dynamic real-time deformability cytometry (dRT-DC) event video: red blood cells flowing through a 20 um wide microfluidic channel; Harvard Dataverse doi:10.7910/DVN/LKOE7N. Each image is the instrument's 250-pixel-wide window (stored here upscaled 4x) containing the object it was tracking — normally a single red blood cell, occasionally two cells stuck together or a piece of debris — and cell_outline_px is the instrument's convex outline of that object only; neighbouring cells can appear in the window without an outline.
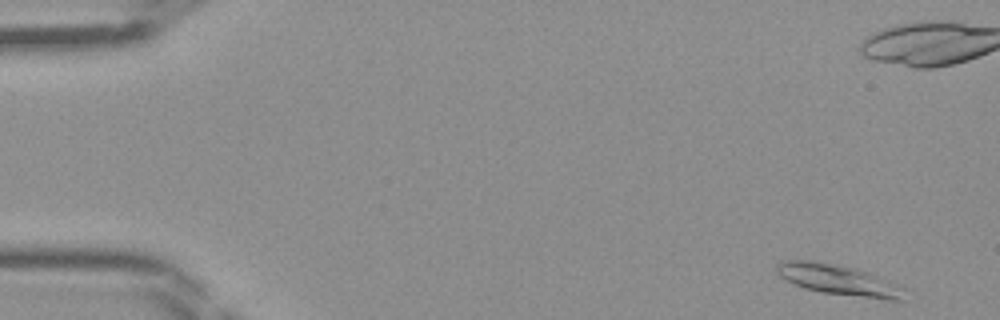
{"species": "Egyptian fruit bat (a non-hibernating species)", "species_latin": "Rousettus aegyptiacus", "temperature_condition": "room temperature", "stored_images_in_passage": 45, "camera_frame_rate_fps": 3000, "um_per_image_px": 0.085, "frame": {"image": 1, "passage_image": 1, "time_ms": 0.0, "image_size_px": [1000, 320], "cell_outline_px": [[904, 300], [888, 300], [820, 292], [804, 288], [780, 276], [776, 272], [776, 264], [784, 260], [812, 260], [856, 268], [876, 276], [904, 288]], "centroid_in_image_um": [71.24, 23.79], "position_along_channel_um": 13.8, "area_um2": 22.43}}
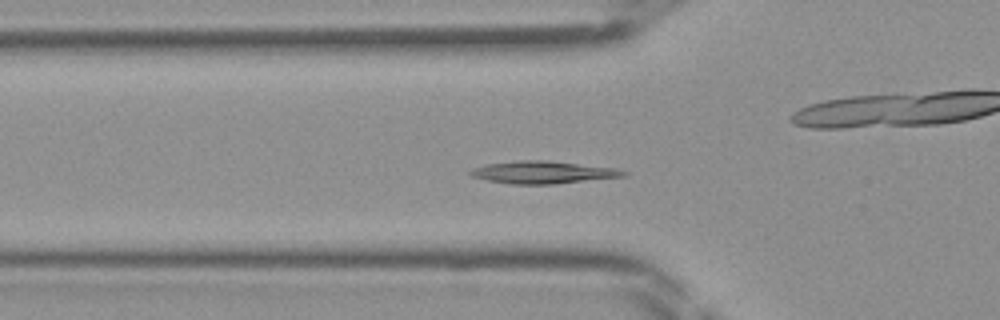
{"frame": {"image": 2, "passage_image": 14, "time_ms": 4.333, "image_size_px": [1000, 320], "cell_outline_px": [[628, 172], [624, 176], [556, 184], [512, 184], [488, 180], [472, 176], [468, 172], [476, 168], [488, 164], [516, 160], [548, 160], [616, 168]], "centroid_in_image_um": [46.18, 14.64], "position_along_channel_um": 79.6, "area_um2": 19.83}}